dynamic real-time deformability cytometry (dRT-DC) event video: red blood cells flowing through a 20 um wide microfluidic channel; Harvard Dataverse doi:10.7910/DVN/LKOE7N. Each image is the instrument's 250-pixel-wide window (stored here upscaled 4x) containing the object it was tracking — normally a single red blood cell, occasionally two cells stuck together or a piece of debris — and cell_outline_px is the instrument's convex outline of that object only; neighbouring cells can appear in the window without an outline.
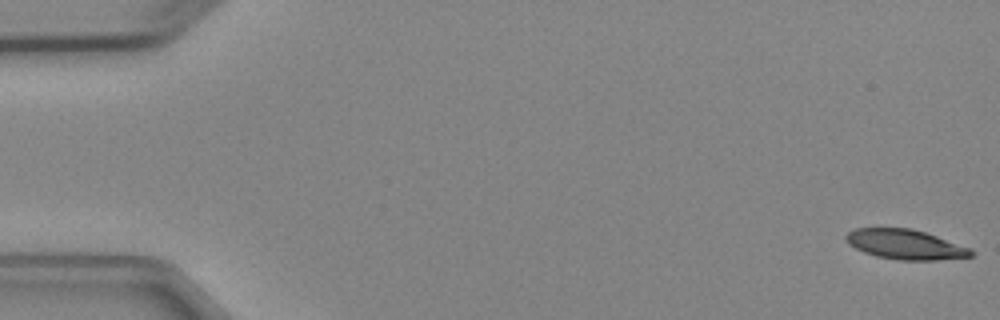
{"species": "Egyptian fruit bat (a non-hibernating species)", "species_latin": "Rousettus aegyptiacus", "temperature_condition": "cold", "stored_images_in_passage": 5, "segment_of_instrument_passage": [2, 2], "camera_frame_rate_fps": 3000, "um_per_image_px": 0.085, "animal": {"sex": "female"}, "frame": {"image": 1, "passage_image": 5, "time_ms": 5.667, "image_size_px": [1000, 320], "cell_outline_px": [[976, 252], [972, 256], [936, 260], [900, 260], [876, 256], [864, 252], [848, 244], [844, 236], [848, 232], [856, 228], [912, 228], [972, 248]], "centroid_in_image_um": [76.96, 20.77], "position_along_channel_um": 8.0, "area_um2": 21.73}}